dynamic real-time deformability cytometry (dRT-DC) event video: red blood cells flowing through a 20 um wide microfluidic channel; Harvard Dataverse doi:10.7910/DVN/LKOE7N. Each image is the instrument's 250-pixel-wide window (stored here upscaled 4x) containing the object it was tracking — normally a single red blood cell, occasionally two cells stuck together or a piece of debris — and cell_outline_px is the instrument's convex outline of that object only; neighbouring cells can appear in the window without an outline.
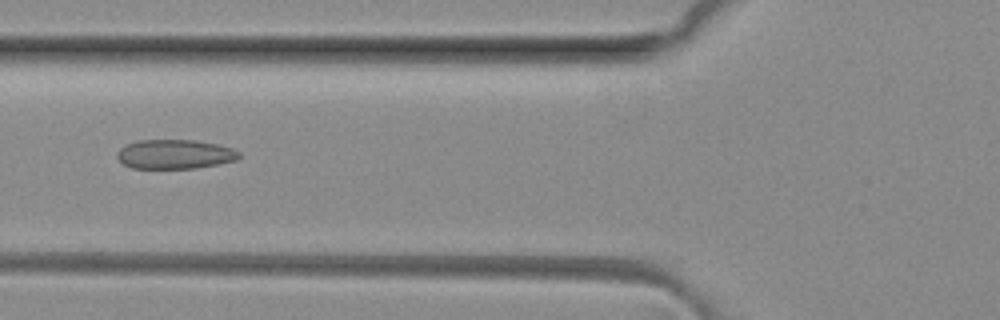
{"species": "common noctule bat (a hibernating species)", "species_latin": "Nyctalus noctula", "temperature_condition": "room temperature", "stored_images_in_passage": 4, "camera_frame_rate_fps": 3000, "um_per_image_px": 0.085, "animal": {"sex": "female", "body_mass_g": 29.2, "forearm_length_mm": 56.3}, "frame": {"image": 1, "passage_image": 4, "time_ms": 1.0, "image_size_px": [1000, 320], "cell_outline_px": [[240, 156], [236, 160], [196, 168], [132, 168], [124, 164], [116, 156], [116, 152], [120, 148], [128, 144], [140, 140], [192, 140], [216, 144], [232, 148], [240, 152]], "centroid_in_image_um": [14.85, 13.11], "position_along_channel_um": 111.0, "area_um2": 20.63}}